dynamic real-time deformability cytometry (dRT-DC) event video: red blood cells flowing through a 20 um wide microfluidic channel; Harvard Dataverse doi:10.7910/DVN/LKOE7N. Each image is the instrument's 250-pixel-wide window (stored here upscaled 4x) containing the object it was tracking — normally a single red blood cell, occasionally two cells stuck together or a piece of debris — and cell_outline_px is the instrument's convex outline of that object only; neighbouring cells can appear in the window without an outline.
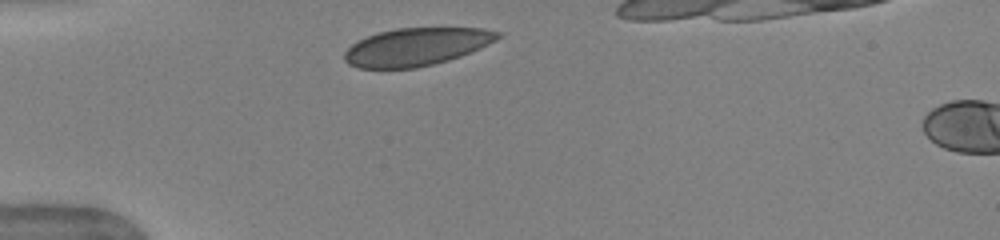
{"species": "human", "species_latin": "Homo sapiens", "temperature_condition": "warm", "stored_images_in_passage": 34, "camera_frame_rate_fps": 3000, "um_per_image_px": 0.085, "donor": {"sex": "female"}, "frame": {"image": 1, "passage_image": 1, "time_ms": 0.0, "image_size_px": [1000, 240], "cell_outline_px": [[504, 36], [480, 48], [460, 56], [448, 60], [416, 68], [360, 68], [348, 64], [344, 60], [344, 52], [352, 44], [368, 36], [380, 32], [396, 28], [484, 28], [504, 32]], "centroid_in_image_um": [35.44, 3.97], "position_along_channel_um": 49.6, "area_um2": 33.7}}